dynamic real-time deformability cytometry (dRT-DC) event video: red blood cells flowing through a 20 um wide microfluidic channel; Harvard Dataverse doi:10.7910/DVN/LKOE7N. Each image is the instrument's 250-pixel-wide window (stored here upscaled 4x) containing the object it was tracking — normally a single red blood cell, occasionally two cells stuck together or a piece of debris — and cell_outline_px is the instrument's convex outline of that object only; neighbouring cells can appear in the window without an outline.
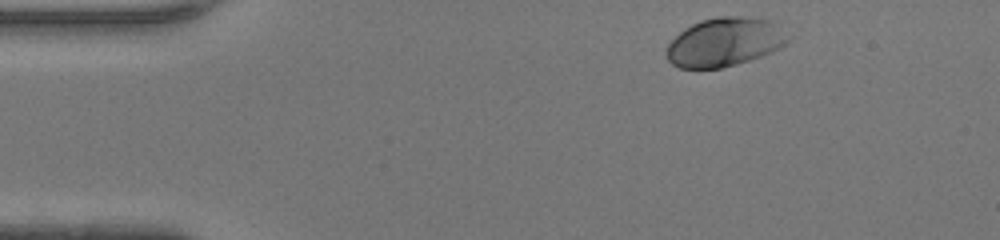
{"species": "human", "species_latin": "Homo sapiens", "temperature_condition": "warm", "stored_images_in_passage": 42, "camera_frame_rate_fps": 3000, "um_per_image_px": 0.085, "donor": {"sex": "female"}, "frame": {"image": 1, "passage_image": 1, "time_ms": 0.0, "image_size_px": [1000, 240], "cell_outline_px": [[740, 60], [716, 68], [684, 68], [676, 64], [668, 56], [668, 48], [688, 28], [696, 24], [708, 20], [740, 20]], "centroid_in_image_um": [60.15, 3.83], "position_along_channel_um": 24.8, "area_um2": 20.58}}
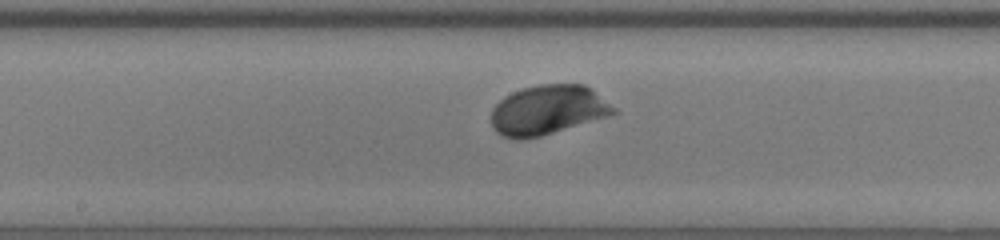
{"frame": {"image": 2, "passage_image": 19, "time_ms": 6.0, "image_size_px": [1000, 240], "cell_outline_px": [[600, 112], [556, 128], [532, 136], [512, 136], [496, 128], [492, 116], [496, 108], [504, 100], [520, 92], [532, 88], [560, 84], [576, 84], [584, 88], [588, 92], [600, 108]], "centroid_in_image_um": [46.22, 9.31], "position_along_channel_um": 202.0, "area_um2": 27.98}}
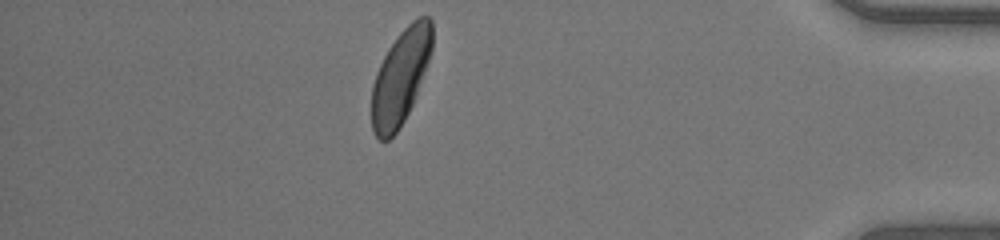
{"frame": {"image": 3, "passage_image": 36, "time_ms": 11.667, "image_size_px": [1000, 240], "cell_outline_px": [[432, 44], [428, 56], [408, 108], [400, 124], [392, 136], [384, 140], [380, 140], [376, 136], [372, 124], [372, 92], [376, 76], [388, 52], [396, 40], [416, 20], [424, 16], [428, 20], [432, 28]], "centroid_in_image_um": [33.99, 6.61], "position_along_channel_um": 401.2, "area_um2": 30.06}, "authors_computed_cell_mechanics": {"area_um2": 27.8885, "velocity_mm_per_s": 4.3125, "shape_relaxation_time_tau1_ms": 2.4316, "shape_relaxation_time_tau2_ms": null, "deformation_change_tau1": 0.1454, "deformation_change_tau2": null}}